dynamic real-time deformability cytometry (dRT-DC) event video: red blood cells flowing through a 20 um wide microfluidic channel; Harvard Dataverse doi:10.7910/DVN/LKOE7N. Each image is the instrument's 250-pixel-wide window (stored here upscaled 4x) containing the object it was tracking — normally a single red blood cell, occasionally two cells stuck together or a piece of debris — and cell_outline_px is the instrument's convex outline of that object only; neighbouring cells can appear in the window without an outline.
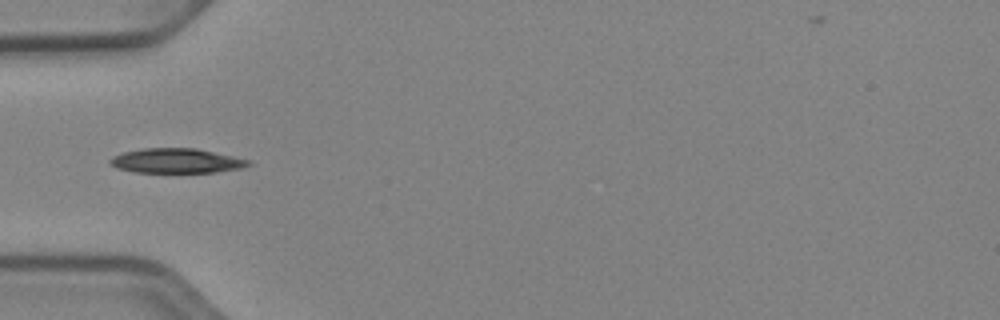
{"species": "Egyptian fruit bat (a non-hibernating species)", "species_latin": "Rousettus aegyptiacus", "temperature_condition": "cold", "stored_images_in_passage": 13, "camera_frame_rate_fps": 3000, "um_per_image_px": 0.085, "animal": {"sex": "female"}, "frame": {"image": 1, "passage_image": 1, "time_ms": 0.0, "image_size_px": [1000, 320], "cell_outline_px": [[252, 164], [244, 168], [216, 172], [132, 172], [116, 168], [108, 160], [112, 156], [124, 152], [144, 148], [196, 148], [232, 156], [248, 160]], "centroid_in_image_um": [14.99, 13.67], "position_along_channel_um": 70.0, "area_um2": 19.83}}
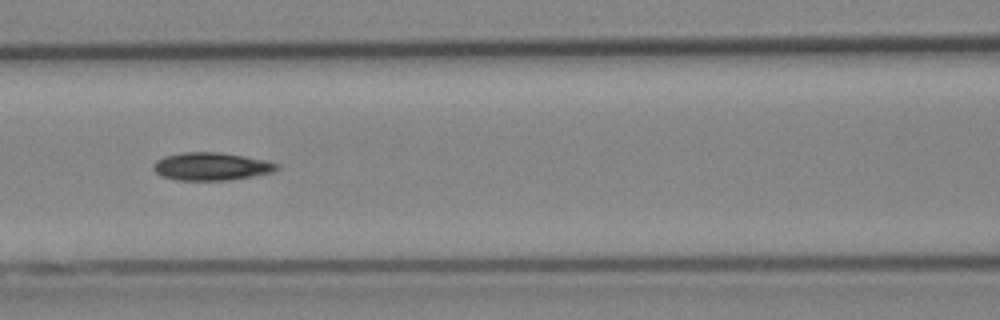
{"frame": {"image": 2, "passage_image": 7, "time_ms": 2.0, "image_size_px": [1000, 320], "cell_outline_px": [[280, 168], [272, 172], [252, 176], [228, 180], [176, 180], [160, 176], [152, 168], [152, 164], [156, 160], [164, 156], [184, 152], [220, 152], [244, 156], [264, 160], [280, 164]], "centroid_in_image_um": [17.93, 14.14], "position_along_channel_um": 148.7, "area_um2": 20.11}}
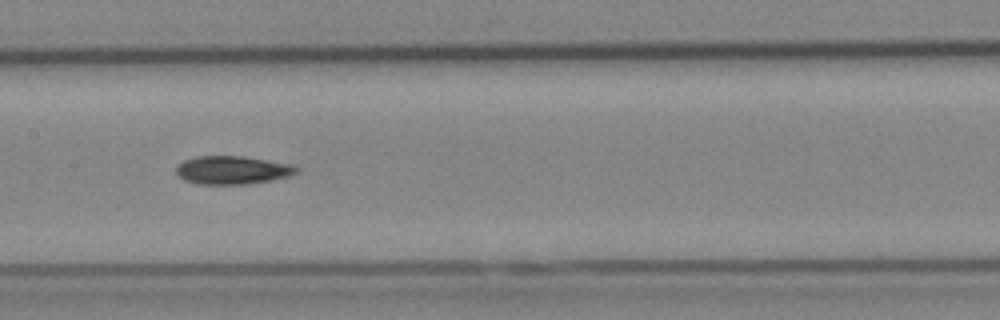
{"frame": {"image": 3, "passage_image": 10, "time_ms": 3.0, "image_size_px": [1000, 320], "cell_outline_px": [[300, 172], [288, 176], [272, 180], [248, 184], [196, 184], [184, 180], [176, 176], [176, 168], [184, 160], [196, 156], [244, 156], [292, 164], [300, 168]], "centroid_in_image_um": [19.77, 14.46], "position_along_channel_um": 187.6, "area_um2": 20.06}}